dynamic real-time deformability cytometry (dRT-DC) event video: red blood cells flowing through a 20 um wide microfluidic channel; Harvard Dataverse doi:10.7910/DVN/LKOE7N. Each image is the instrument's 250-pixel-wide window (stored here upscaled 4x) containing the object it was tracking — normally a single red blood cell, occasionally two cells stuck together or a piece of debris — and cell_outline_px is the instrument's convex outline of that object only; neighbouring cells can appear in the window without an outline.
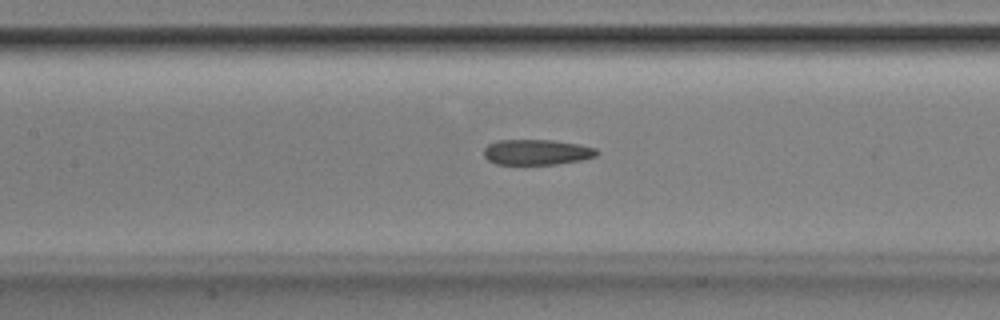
{"species": "Egyptian fruit bat (a non-hibernating species)", "species_latin": "Rousettus aegyptiacus", "temperature_condition": "room temperature", "stored_images_in_passage": 32, "camera_frame_rate_fps": 3000, "um_per_image_px": 0.085, "animal": {"sex": "male"}, "frame": {"image": 1, "passage_image": 13, "time_ms": 4.0, "image_size_px": [1000, 320], "cell_outline_px": [[600, 152], [596, 156], [580, 160], [556, 164], [496, 164], [488, 160], [484, 156], [484, 148], [488, 144], [496, 140], [552, 140], [580, 144], [596, 148]], "centroid_in_image_um": [45.62, 12.92], "position_along_channel_um": 161.8, "area_um2": 16.82}}
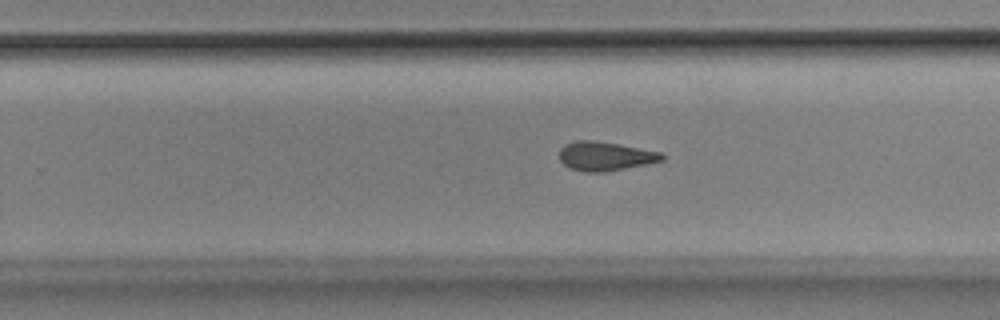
{"frame": {"image": 2, "passage_image": 22, "time_ms": 7.0, "image_size_px": [1000, 320], "cell_outline_px": [[664, 160], [648, 164], [604, 172], [584, 172], [568, 168], [560, 160], [560, 148], [564, 144], [576, 140], [592, 140], [616, 144], [660, 152], [664, 156]], "centroid_in_image_um": [51.4, 13.28], "position_along_channel_um": 278.4, "area_um2": 17.28}}
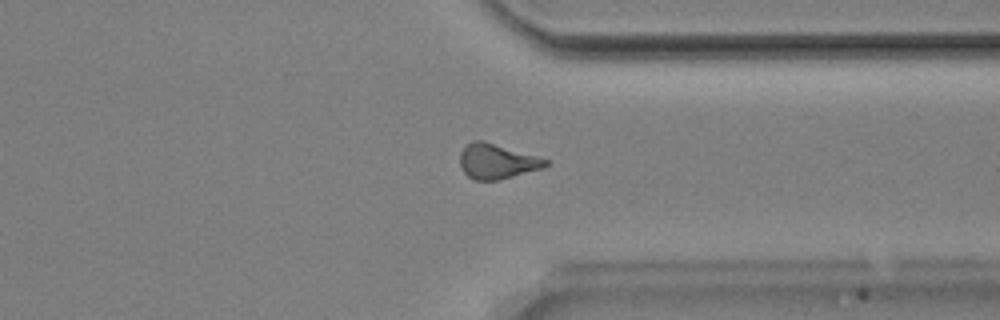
{"frame": {"image": 3, "passage_image": 29, "time_ms": 9.333, "image_size_px": [1000, 320], "cell_outline_px": [[548, 164], [544, 168], [496, 180], [472, 180], [464, 172], [460, 164], [460, 152], [464, 144], [472, 140], [484, 140], [536, 156], [548, 160]], "centroid_in_image_um": [42.19, 13.7], "position_along_channel_um": 369.2, "area_um2": 17.46}}